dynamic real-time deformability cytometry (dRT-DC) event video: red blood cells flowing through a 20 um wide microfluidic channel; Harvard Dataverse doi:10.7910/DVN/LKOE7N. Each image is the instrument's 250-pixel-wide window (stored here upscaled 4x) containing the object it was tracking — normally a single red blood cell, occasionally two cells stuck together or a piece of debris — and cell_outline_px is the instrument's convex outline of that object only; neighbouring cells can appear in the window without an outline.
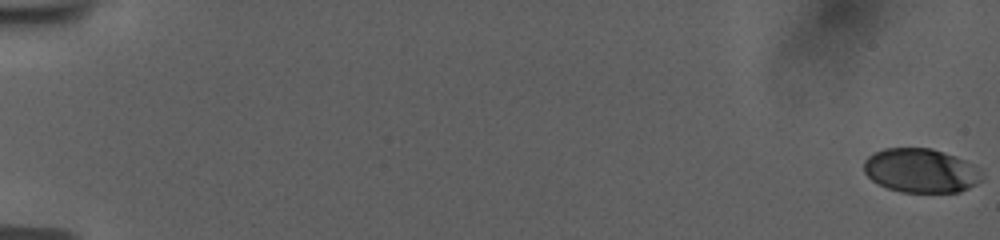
{"species": "human", "species_latin": "Homo sapiens", "temperature_condition": "room temperature", "stored_images_in_passage": 57, "camera_frame_rate_fps": 3000, "um_per_image_px": 0.085, "donor": {"sex": "female"}, "frame": {"image": 1, "passage_image": 1, "time_ms": 0.0, "image_size_px": [1000, 240], "cell_outline_px": [[984, 180], [960, 192], [900, 192], [888, 188], [872, 180], [864, 172], [864, 160], [872, 152], [884, 148], [932, 148], [956, 156], [976, 164], [980, 168]], "centroid_in_image_um": [78.31, 14.49], "position_along_channel_um": 6.7, "area_um2": 30.75}}
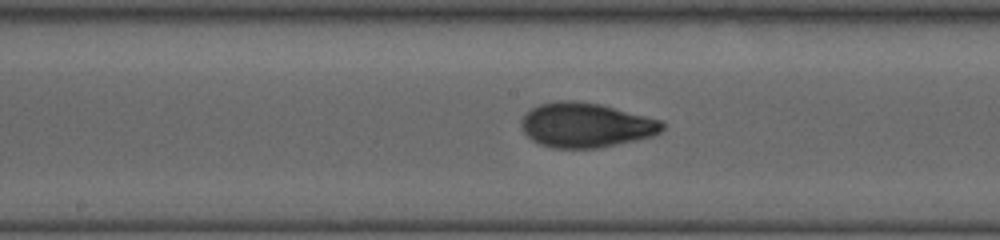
{"frame": {"image": 2, "passage_image": 32, "time_ms": 10.333, "image_size_px": [1000, 240], "cell_outline_px": [[664, 128], [660, 132], [652, 136], [596, 148], [552, 148], [540, 144], [532, 140], [524, 132], [520, 124], [520, 120], [532, 108], [540, 104], [560, 100], [572, 100], [600, 104], [664, 120]], "centroid_in_image_um": [49.8, 10.62], "position_along_channel_um": 198.4, "area_um2": 36.59}}
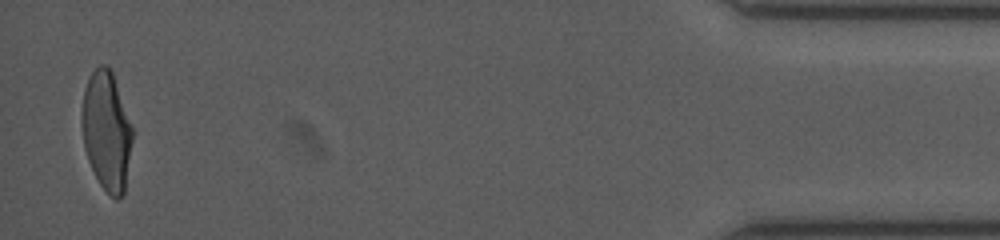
{"frame": {"image": 3, "passage_image": 56, "time_ms": 18.333, "image_size_px": [1000, 240], "cell_outline_px": [[132, 140], [124, 196], [120, 200], [116, 200], [100, 184], [88, 160], [84, 148], [80, 120], [80, 116], [84, 88], [92, 72], [100, 64], [104, 64], [112, 72], [132, 124]], "centroid_in_image_um": [9.05, 11.14], "position_along_channel_um": 426.2, "area_um2": 35.2}, "authors_computed_cell_mechanics": {"area_um2": 35.0268, "velocity_mm_per_s": 3.784, "shape_relaxation_time_tau1_ms": 4.25, "shape_relaxation_time_tau2_ms": 1.0556, "deformation_change_tau1": 0.1817, "deformation_change_tau2": 0.0597}}